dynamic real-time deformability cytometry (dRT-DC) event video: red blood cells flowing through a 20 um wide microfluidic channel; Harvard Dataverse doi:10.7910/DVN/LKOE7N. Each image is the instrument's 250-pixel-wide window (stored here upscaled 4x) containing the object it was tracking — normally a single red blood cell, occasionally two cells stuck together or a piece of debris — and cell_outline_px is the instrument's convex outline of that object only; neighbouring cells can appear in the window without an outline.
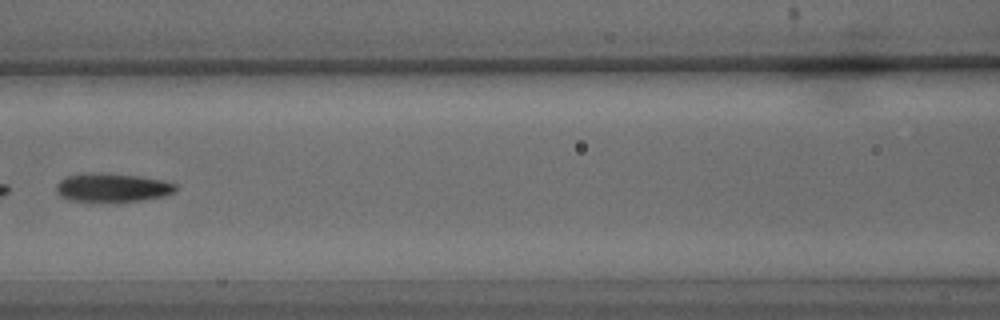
{"species": "common noctule bat (a hibernating species)", "species_latin": "Nyctalus noctula", "temperature_condition": "warm", "stored_images_in_passage": 5, "camera_frame_rate_fps": 3000, "um_per_image_px": 0.085, "animal": {"sex": "male", "body_mass_g": 15.6}, "frame": {"image": 1, "passage_image": 5, "time_ms": 4.667, "image_size_px": [1000, 320], "cell_outline_px": [[176, 192], [164, 196], [144, 200], [68, 200], [60, 196], [56, 192], [56, 184], [64, 176], [88, 172], [100, 172], [140, 176], [164, 180], [176, 184]], "centroid_in_image_um": [9.54, 15.91], "position_along_channel_um": 157.1, "area_um2": 19.88}}